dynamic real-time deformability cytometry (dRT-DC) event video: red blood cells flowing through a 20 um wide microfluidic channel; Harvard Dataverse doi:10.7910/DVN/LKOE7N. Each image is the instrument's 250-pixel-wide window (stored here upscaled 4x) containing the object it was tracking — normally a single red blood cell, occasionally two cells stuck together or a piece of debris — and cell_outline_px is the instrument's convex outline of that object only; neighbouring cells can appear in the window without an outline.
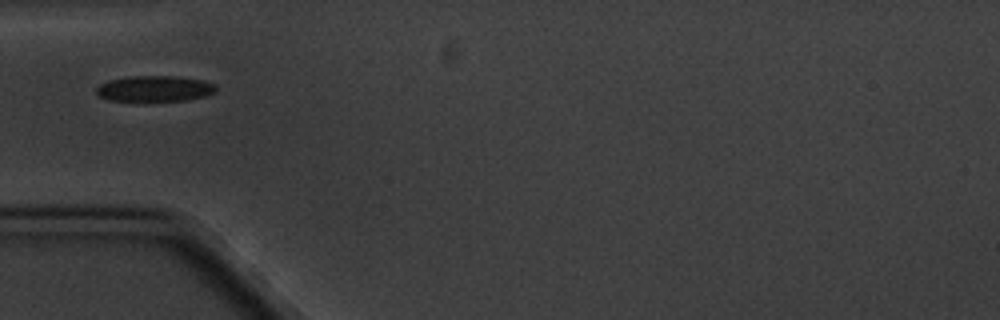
{"species": "common noctule bat (a hibernating species)", "species_latin": "Nyctalus noctula", "temperature_condition": "cold", "stored_images_in_passage": 12, "camera_frame_rate_fps": 3000, "um_per_image_px": 0.085, "animal": {"sex": "male", "body_mass_g": 20.1, "forearm_length_mm": 53.5}, "frame": {"image": 1, "passage_image": 1, "time_ms": 0.0, "image_size_px": [1000, 320], "cell_outline_px": [[216, 92], [204, 96], [188, 100], [108, 100], [100, 96], [96, 92], [96, 88], [100, 84], [108, 80], [128, 76], [176, 76], [200, 80], [216, 84]], "centroid_in_image_um": [13.14, 7.52], "position_along_channel_um": 71.9, "area_um2": 17.8}}
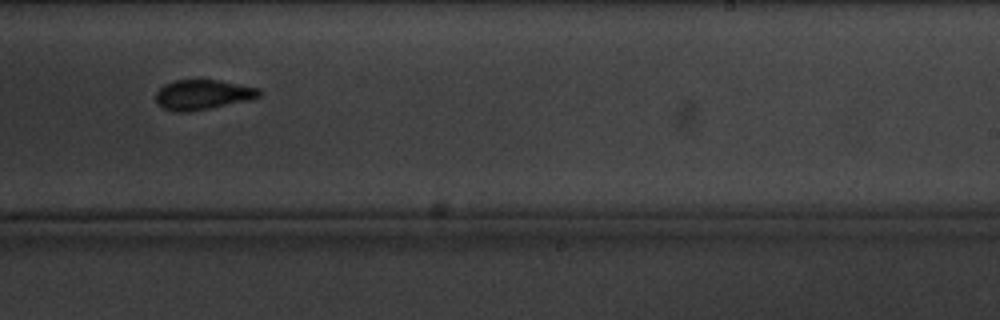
{"frame": {"image": 2, "passage_image": 6, "time_ms": 6.0, "image_size_px": [1000, 320], "cell_outline_px": [[260, 96], [244, 100], [208, 108], [188, 112], [176, 112], [160, 108], [156, 104], [156, 92], [164, 84], [172, 80], [220, 80], [260, 88]], "centroid_in_image_um": [17.15, 8.04], "position_along_channel_um": 271.9, "area_um2": 17.92}}
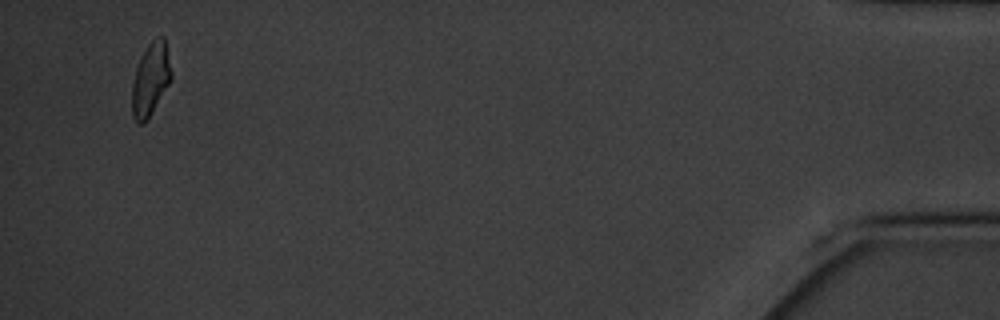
{"frame": {"image": 3, "passage_image": 12, "time_ms": 13.0, "image_size_px": [1000, 320], "cell_outline_px": [[172, 80], [148, 120], [144, 124], [140, 124], [132, 116], [132, 84], [136, 68], [148, 44], [156, 36], [164, 36], [172, 72]], "centroid_in_image_um": [12.82, 6.77], "position_along_channel_um": 422.4, "area_um2": 16.82}}